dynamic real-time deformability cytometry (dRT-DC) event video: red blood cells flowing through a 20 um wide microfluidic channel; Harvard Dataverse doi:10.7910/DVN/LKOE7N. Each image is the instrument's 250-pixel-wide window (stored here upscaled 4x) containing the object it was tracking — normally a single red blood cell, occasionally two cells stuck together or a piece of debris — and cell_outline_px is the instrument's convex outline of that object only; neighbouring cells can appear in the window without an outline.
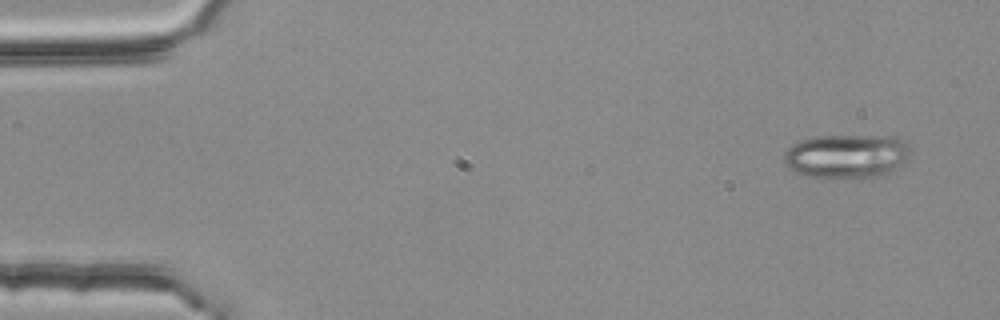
{"species": "common noctule bat (a hibernating species)", "species_latin": "Nyctalus noctula", "temperature_condition": "room temperature", "stored_images_in_passage": 3, "camera_frame_rate_fps": 3000, "um_per_image_px": 0.085, "animal": {"sex": "female", "body_mass_g": 25.1}, "frame": {"image": 1, "passage_image": 1, "time_ms": 0.0, "image_size_px": [1000, 320], "cell_outline_px": [[912, 152], [896, 168], [884, 176], [804, 176], [788, 168], [784, 164], [784, 152], [792, 144], [800, 140], [816, 136], [892, 136], [904, 140], [908, 144]], "centroid_in_image_um": [71.95, 13.24], "position_along_channel_um": 13.0, "area_um2": 32.08}}